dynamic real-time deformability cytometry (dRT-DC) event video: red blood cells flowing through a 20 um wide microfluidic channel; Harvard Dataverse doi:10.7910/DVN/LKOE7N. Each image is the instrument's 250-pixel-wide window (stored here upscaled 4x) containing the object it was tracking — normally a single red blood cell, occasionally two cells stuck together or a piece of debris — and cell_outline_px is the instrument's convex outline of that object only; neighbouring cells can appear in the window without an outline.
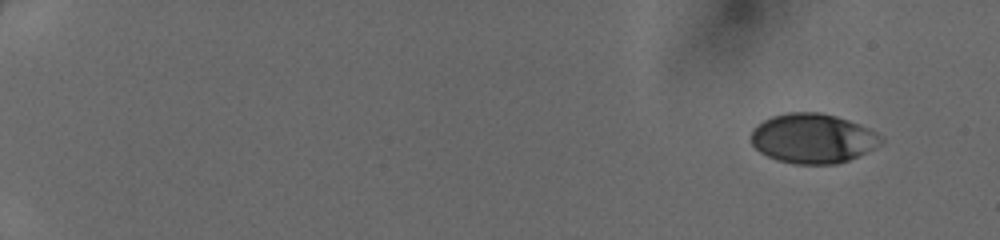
{"species": "human", "species_latin": "Homo sapiens", "temperature_condition": "cold", "stored_images_in_passage": 46, "camera_frame_rate_fps": 3000, "um_per_image_px": 0.085, "donor": {"sex": "female"}, "frame": {"image": 1, "passage_image": 1, "time_ms": 0.0, "image_size_px": [1000, 240], "cell_outline_px": [[884, 140], [880, 144], [848, 160], [836, 164], [796, 164], [776, 160], [760, 152], [752, 144], [752, 128], [756, 124], [772, 116], [788, 112], [820, 112], [836, 116], [848, 120], [868, 128], [876, 132]], "centroid_in_image_um": [69.05, 11.76], "position_along_channel_um": 15.9, "area_um2": 37.4}}
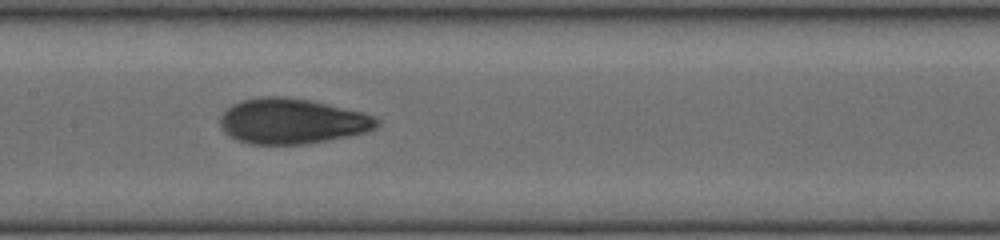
{"frame": {"image": 2, "passage_image": 25, "time_ms": 8.0, "image_size_px": [1000, 240], "cell_outline_px": [[380, 124], [376, 128], [368, 132], [328, 140], [304, 144], [248, 144], [236, 140], [224, 132], [220, 128], [220, 116], [232, 104], [240, 100], [260, 96], [288, 96], [308, 100], [364, 112], [380, 120]], "centroid_in_image_um": [24.81, 10.3], "position_along_channel_um": 182.6, "area_um2": 41.73}}
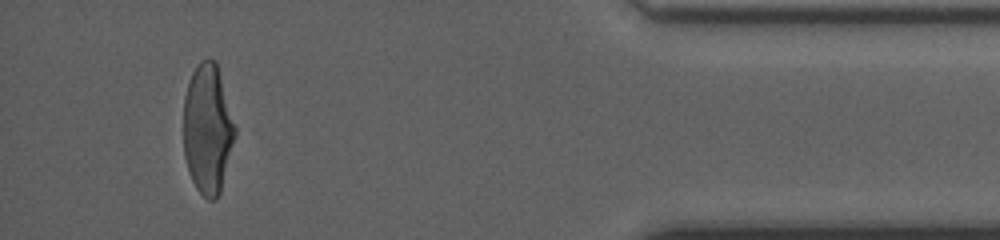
{"frame": {"image": 3, "passage_image": 44, "time_ms": 14.333, "image_size_px": [1000, 240], "cell_outline_px": [[236, 136], [220, 192], [216, 200], [208, 200], [196, 188], [188, 172], [184, 156], [184, 96], [192, 72], [200, 60], [208, 56], [216, 60], [236, 124]], "centroid_in_image_um": [17.67, 10.93], "position_along_channel_um": 417.5, "area_um2": 39.48}}